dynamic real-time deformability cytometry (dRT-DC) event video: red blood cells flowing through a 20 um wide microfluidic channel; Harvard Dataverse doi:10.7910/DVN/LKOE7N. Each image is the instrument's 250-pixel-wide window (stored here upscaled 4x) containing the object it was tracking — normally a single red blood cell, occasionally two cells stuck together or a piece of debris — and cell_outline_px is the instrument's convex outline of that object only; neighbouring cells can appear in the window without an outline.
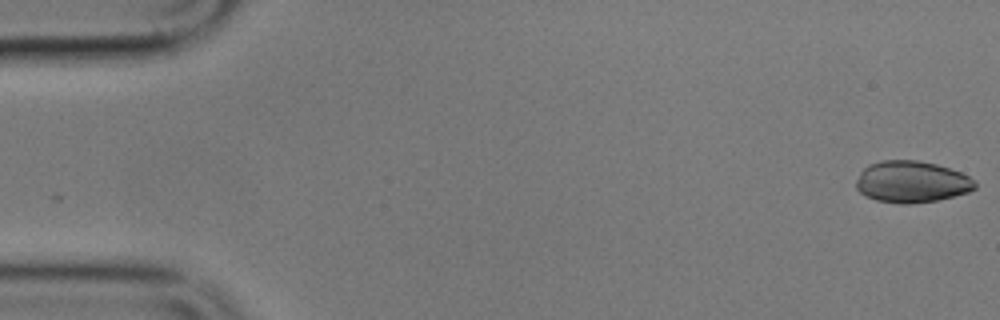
{"species": "common noctule bat (a hibernating species)", "species_latin": "Nyctalus noctula", "temperature_condition": "cold", "stored_images_in_passage": 6, "camera_frame_rate_fps": 3000, "um_per_image_px": 0.085, "animal": {"sex": "male", "body_mass_g": 17.9}, "frame": {"image": 1, "passage_image": 1, "time_ms": 0.0, "image_size_px": [1000, 320], "cell_outline_px": [[976, 188], [968, 192], [936, 200], [908, 204], [900, 204], [876, 200], [864, 196], [856, 188], [856, 180], [860, 172], [868, 164], [880, 160], [916, 160], [936, 164], [960, 172], [968, 176], [976, 184]], "centroid_in_image_um": [77.44, 15.45], "position_along_channel_um": 7.6, "area_um2": 28.78}}
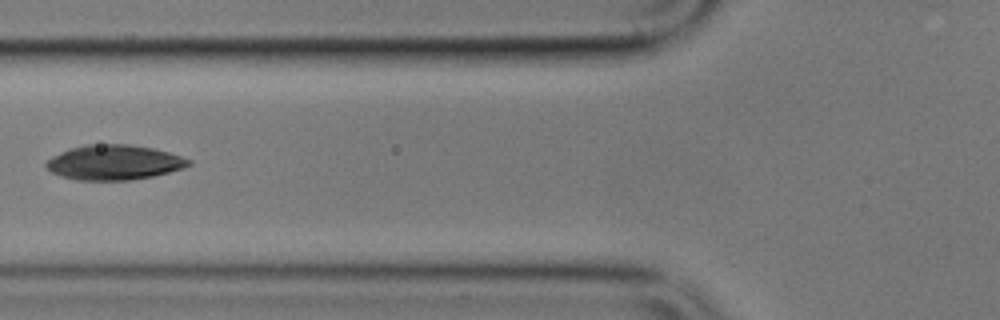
{"frame": {"image": 2, "passage_image": 6, "time_ms": 7.0, "image_size_px": [1000, 320], "cell_outline_px": [[192, 164], [184, 168], [152, 176], [132, 180], [76, 180], [60, 176], [52, 172], [44, 164], [52, 156], [72, 148], [84, 144], [128, 144], [152, 148], [168, 152], [192, 160]], "centroid_in_image_um": [9.7, 13.81], "position_along_channel_um": 116.1, "area_um2": 28.9}}